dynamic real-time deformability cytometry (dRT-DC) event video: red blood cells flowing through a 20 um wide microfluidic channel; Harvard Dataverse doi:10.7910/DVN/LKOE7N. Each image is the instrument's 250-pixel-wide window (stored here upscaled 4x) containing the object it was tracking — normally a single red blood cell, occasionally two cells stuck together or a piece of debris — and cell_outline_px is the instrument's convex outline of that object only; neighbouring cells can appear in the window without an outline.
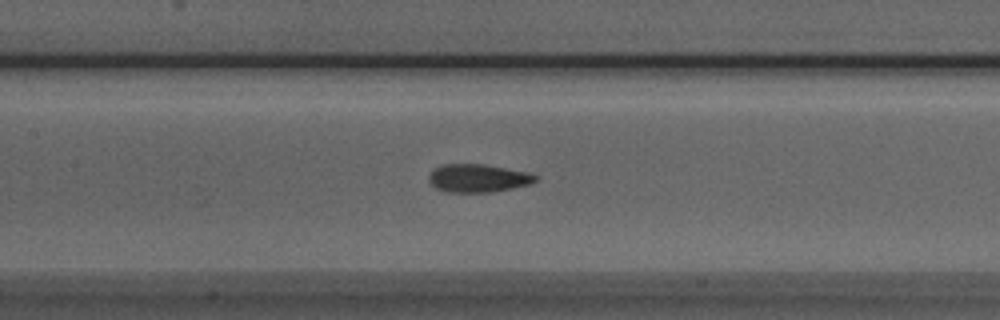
{"species": "Egyptian fruit bat (a non-hibernating species)", "species_latin": "Rousettus aegyptiacus", "temperature_condition": "room temperature", "stored_images_in_passage": 32, "camera_frame_rate_fps": 3000, "um_per_image_px": 0.085, "animal": {"sex": "male"}, "frame": {"image": 1, "passage_image": 9, "time_ms": 2.667, "image_size_px": [1000, 320], "cell_outline_px": [[540, 176], [536, 180], [528, 184], [512, 188], [488, 192], [448, 192], [436, 188], [428, 180], [428, 176], [436, 168], [444, 164], [484, 164], [528, 172]], "centroid_in_image_um": [40.64, 15.14], "position_along_channel_um": 166.8, "area_um2": 17.28}}
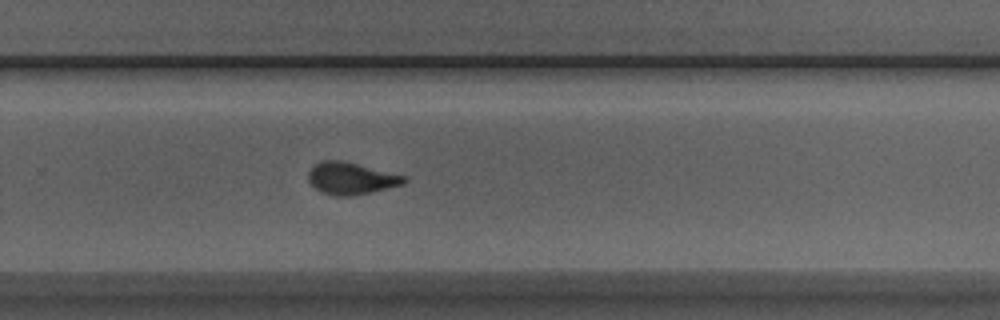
{"frame": {"image": 2, "passage_image": 19, "time_ms": 6.0, "image_size_px": [1000, 320], "cell_outline_px": [[408, 180], [404, 184], [352, 196], [336, 196], [324, 192], [316, 188], [308, 180], [308, 172], [316, 164], [324, 160], [340, 160], [404, 176]], "centroid_in_image_um": [29.82, 15.17], "position_along_channel_um": 300.0, "area_um2": 17.34}}
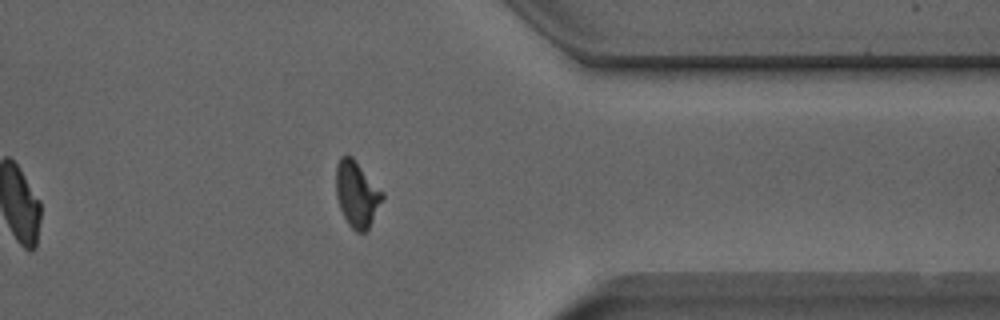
{"frame": {"image": 3, "passage_image": 26, "time_ms": 8.333, "image_size_px": [1000, 320], "cell_outline_px": [[384, 196], [368, 228], [364, 232], [356, 232], [348, 224], [340, 208], [336, 196], [336, 164], [340, 156], [352, 156], [384, 192]], "centroid_in_image_um": [30.32, 16.47], "position_along_channel_um": 381.1, "area_um2": 17.69}, "authors_computed_cell_mechanics": {"area_um2": 17.7157, "velocity_mm_per_s": 4.0108, "shape_relaxation_time_tau1_ms": 5.803, "shape_relaxation_time_tau2_ms": 1.3029, "deformation_change_tau1": 0.198, "deformation_change_tau2": 0.0754}}